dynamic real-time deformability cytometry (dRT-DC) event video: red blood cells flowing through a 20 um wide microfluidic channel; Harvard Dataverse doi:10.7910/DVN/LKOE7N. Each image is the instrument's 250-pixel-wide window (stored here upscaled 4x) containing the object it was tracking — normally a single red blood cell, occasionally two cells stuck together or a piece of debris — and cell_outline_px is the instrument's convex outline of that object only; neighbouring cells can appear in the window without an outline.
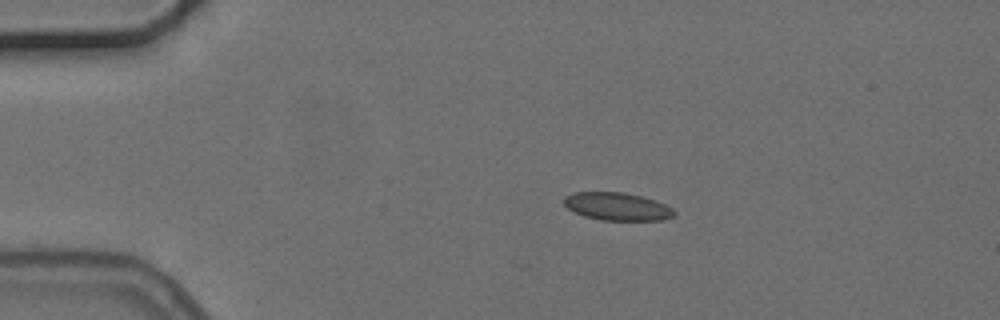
{"species": "common noctule bat (a hibernating species)", "species_latin": "Nyctalus noctula", "temperature_condition": "cold", "stored_images_in_passage": 5, "camera_frame_rate_fps": 3000, "um_per_image_px": 0.085, "animal": {"sex": "female", "body_mass_g": 24.6, "forearm_length_mm": 56.2}, "frame": {"image": 1, "passage_image": 1, "time_ms": 0.0, "image_size_px": [1000, 320], "cell_outline_px": [[676, 216], [664, 220], [600, 220], [584, 216], [568, 208], [564, 204], [564, 196], [576, 192], [624, 192], [656, 200], [672, 208], [676, 212]], "centroid_in_image_um": [52.5, 17.55], "position_along_channel_um": 32.5, "area_um2": 17.92}}
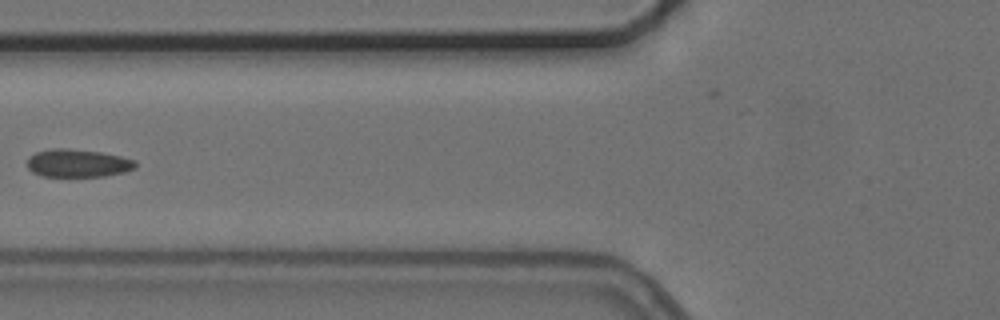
{"frame": {"image": 2, "passage_image": 4, "time_ms": 3.667, "image_size_px": [1000, 320], "cell_outline_px": [[136, 168], [124, 172], [104, 176], [44, 176], [32, 172], [28, 168], [28, 156], [36, 152], [52, 148], [68, 148], [100, 152], [120, 156], [136, 160]], "centroid_in_image_um": [6.61, 13.86], "position_along_channel_um": 119.2, "area_um2": 17.63}}
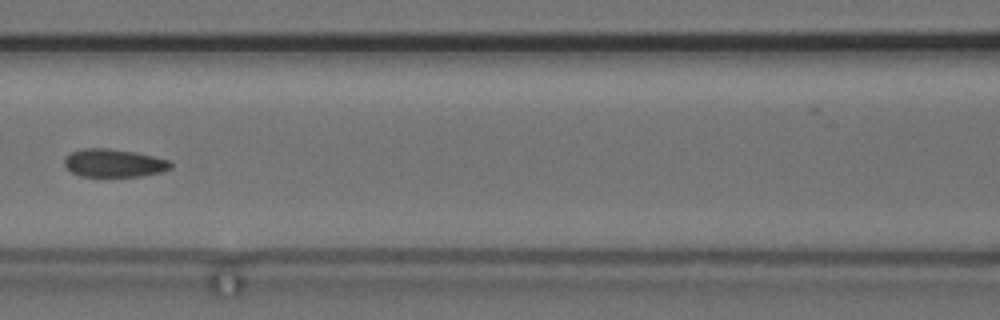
{"frame": {"image": 3, "passage_image": 5, "time_ms": 4.667, "image_size_px": [1000, 320], "cell_outline_px": [[172, 168], [160, 172], [140, 176], [80, 176], [72, 172], [64, 164], [64, 160], [72, 152], [84, 148], [108, 148], [136, 152], [172, 160]], "centroid_in_image_um": [9.73, 13.85], "position_along_channel_um": 156.9, "area_um2": 17.34}}